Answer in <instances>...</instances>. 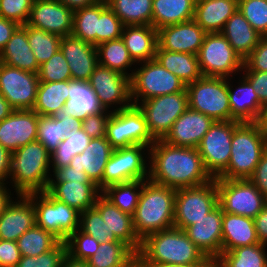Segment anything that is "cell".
<instances>
[{
	"label": "cell",
	"mask_w": 267,
	"mask_h": 267,
	"mask_svg": "<svg viewBox=\"0 0 267 267\" xmlns=\"http://www.w3.org/2000/svg\"><path fill=\"white\" fill-rule=\"evenodd\" d=\"M151 182L174 189L205 184L213 178L206 171L197 148L173 146L164 140L150 146Z\"/></svg>",
	"instance_id": "cell-1"
},
{
	"label": "cell",
	"mask_w": 267,
	"mask_h": 267,
	"mask_svg": "<svg viewBox=\"0 0 267 267\" xmlns=\"http://www.w3.org/2000/svg\"><path fill=\"white\" fill-rule=\"evenodd\" d=\"M184 230L172 227L148 235L141 243L136 263H210Z\"/></svg>",
	"instance_id": "cell-2"
},
{
	"label": "cell",
	"mask_w": 267,
	"mask_h": 267,
	"mask_svg": "<svg viewBox=\"0 0 267 267\" xmlns=\"http://www.w3.org/2000/svg\"><path fill=\"white\" fill-rule=\"evenodd\" d=\"M135 214L134 230L142 241L148 235L174 227L176 189L144 180Z\"/></svg>",
	"instance_id": "cell-3"
},
{
	"label": "cell",
	"mask_w": 267,
	"mask_h": 267,
	"mask_svg": "<svg viewBox=\"0 0 267 267\" xmlns=\"http://www.w3.org/2000/svg\"><path fill=\"white\" fill-rule=\"evenodd\" d=\"M266 149L267 134L259 124L241 122L233 132L227 169L216 179H249Z\"/></svg>",
	"instance_id": "cell-4"
},
{
	"label": "cell",
	"mask_w": 267,
	"mask_h": 267,
	"mask_svg": "<svg viewBox=\"0 0 267 267\" xmlns=\"http://www.w3.org/2000/svg\"><path fill=\"white\" fill-rule=\"evenodd\" d=\"M50 158V152L37 140L12 152L10 175L17 194L26 195L47 190Z\"/></svg>",
	"instance_id": "cell-5"
},
{
	"label": "cell",
	"mask_w": 267,
	"mask_h": 267,
	"mask_svg": "<svg viewBox=\"0 0 267 267\" xmlns=\"http://www.w3.org/2000/svg\"><path fill=\"white\" fill-rule=\"evenodd\" d=\"M227 78L202 76L186 86L189 108L214 121H232Z\"/></svg>",
	"instance_id": "cell-6"
},
{
	"label": "cell",
	"mask_w": 267,
	"mask_h": 267,
	"mask_svg": "<svg viewBox=\"0 0 267 267\" xmlns=\"http://www.w3.org/2000/svg\"><path fill=\"white\" fill-rule=\"evenodd\" d=\"M105 138L111 146L116 148L131 145H152V138L143 113L133 104H125L111 112L107 125Z\"/></svg>",
	"instance_id": "cell-7"
},
{
	"label": "cell",
	"mask_w": 267,
	"mask_h": 267,
	"mask_svg": "<svg viewBox=\"0 0 267 267\" xmlns=\"http://www.w3.org/2000/svg\"><path fill=\"white\" fill-rule=\"evenodd\" d=\"M218 205L216 178L194 187L176 189L174 227L184 230Z\"/></svg>",
	"instance_id": "cell-8"
},
{
	"label": "cell",
	"mask_w": 267,
	"mask_h": 267,
	"mask_svg": "<svg viewBox=\"0 0 267 267\" xmlns=\"http://www.w3.org/2000/svg\"><path fill=\"white\" fill-rule=\"evenodd\" d=\"M37 194L41 195L40 200L34 202L36 198L38 199ZM26 195L33 200L37 226L53 233L61 241H66L79 229L80 212L75 208L53 198L47 191L31 192Z\"/></svg>",
	"instance_id": "cell-9"
},
{
	"label": "cell",
	"mask_w": 267,
	"mask_h": 267,
	"mask_svg": "<svg viewBox=\"0 0 267 267\" xmlns=\"http://www.w3.org/2000/svg\"><path fill=\"white\" fill-rule=\"evenodd\" d=\"M136 105L143 113L152 138L164 140L169 134L173 123L189 107L186 91L157 96Z\"/></svg>",
	"instance_id": "cell-10"
},
{
	"label": "cell",
	"mask_w": 267,
	"mask_h": 267,
	"mask_svg": "<svg viewBox=\"0 0 267 267\" xmlns=\"http://www.w3.org/2000/svg\"><path fill=\"white\" fill-rule=\"evenodd\" d=\"M216 186L223 212L254 219L267 205V199L249 179H216Z\"/></svg>",
	"instance_id": "cell-11"
},
{
	"label": "cell",
	"mask_w": 267,
	"mask_h": 267,
	"mask_svg": "<svg viewBox=\"0 0 267 267\" xmlns=\"http://www.w3.org/2000/svg\"><path fill=\"white\" fill-rule=\"evenodd\" d=\"M138 71L130 74L131 98L142 101L157 96L186 91V85L173 73L165 69L156 59L145 61Z\"/></svg>",
	"instance_id": "cell-12"
},
{
	"label": "cell",
	"mask_w": 267,
	"mask_h": 267,
	"mask_svg": "<svg viewBox=\"0 0 267 267\" xmlns=\"http://www.w3.org/2000/svg\"><path fill=\"white\" fill-rule=\"evenodd\" d=\"M238 121H215L197 147L204 167L212 178H218L230 161L231 142Z\"/></svg>",
	"instance_id": "cell-13"
},
{
	"label": "cell",
	"mask_w": 267,
	"mask_h": 267,
	"mask_svg": "<svg viewBox=\"0 0 267 267\" xmlns=\"http://www.w3.org/2000/svg\"><path fill=\"white\" fill-rule=\"evenodd\" d=\"M203 76L226 78L243 69L244 61L221 33H207L197 54Z\"/></svg>",
	"instance_id": "cell-14"
},
{
	"label": "cell",
	"mask_w": 267,
	"mask_h": 267,
	"mask_svg": "<svg viewBox=\"0 0 267 267\" xmlns=\"http://www.w3.org/2000/svg\"><path fill=\"white\" fill-rule=\"evenodd\" d=\"M37 73L23 71L0 62V94L14 110H32L36 102Z\"/></svg>",
	"instance_id": "cell-15"
},
{
	"label": "cell",
	"mask_w": 267,
	"mask_h": 267,
	"mask_svg": "<svg viewBox=\"0 0 267 267\" xmlns=\"http://www.w3.org/2000/svg\"><path fill=\"white\" fill-rule=\"evenodd\" d=\"M143 145H131L113 150L105 165L102 181L97 185L102 191L107 186L134 180H145L147 173L142 156Z\"/></svg>",
	"instance_id": "cell-16"
},
{
	"label": "cell",
	"mask_w": 267,
	"mask_h": 267,
	"mask_svg": "<svg viewBox=\"0 0 267 267\" xmlns=\"http://www.w3.org/2000/svg\"><path fill=\"white\" fill-rule=\"evenodd\" d=\"M73 15L74 12L58 0H34L27 24L64 37L72 33Z\"/></svg>",
	"instance_id": "cell-17"
},
{
	"label": "cell",
	"mask_w": 267,
	"mask_h": 267,
	"mask_svg": "<svg viewBox=\"0 0 267 267\" xmlns=\"http://www.w3.org/2000/svg\"><path fill=\"white\" fill-rule=\"evenodd\" d=\"M222 221L223 210L218 204L205 217L184 229L188 238L212 260L222 253Z\"/></svg>",
	"instance_id": "cell-18"
},
{
	"label": "cell",
	"mask_w": 267,
	"mask_h": 267,
	"mask_svg": "<svg viewBox=\"0 0 267 267\" xmlns=\"http://www.w3.org/2000/svg\"><path fill=\"white\" fill-rule=\"evenodd\" d=\"M38 114L33 110H13L0 122V145L10 152L37 140Z\"/></svg>",
	"instance_id": "cell-19"
},
{
	"label": "cell",
	"mask_w": 267,
	"mask_h": 267,
	"mask_svg": "<svg viewBox=\"0 0 267 267\" xmlns=\"http://www.w3.org/2000/svg\"><path fill=\"white\" fill-rule=\"evenodd\" d=\"M94 207L108 227L107 242H124L138 253L142 241L134 230L133 216L122 212L102 194L96 199Z\"/></svg>",
	"instance_id": "cell-20"
},
{
	"label": "cell",
	"mask_w": 267,
	"mask_h": 267,
	"mask_svg": "<svg viewBox=\"0 0 267 267\" xmlns=\"http://www.w3.org/2000/svg\"><path fill=\"white\" fill-rule=\"evenodd\" d=\"M88 82L105 110L112 102L121 104L132 99L130 77L110 68L97 65Z\"/></svg>",
	"instance_id": "cell-21"
},
{
	"label": "cell",
	"mask_w": 267,
	"mask_h": 267,
	"mask_svg": "<svg viewBox=\"0 0 267 267\" xmlns=\"http://www.w3.org/2000/svg\"><path fill=\"white\" fill-rule=\"evenodd\" d=\"M206 34L194 20L168 25L158 30V45L170 52L197 55Z\"/></svg>",
	"instance_id": "cell-22"
},
{
	"label": "cell",
	"mask_w": 267,
	"mask_h": 267,
	"mask_svg": "<svg viewBox=\"0 0 267 267\" xmlns=\"http://www.w3.org/2000/svg\"><path fill=\"white\" fill-rule=\"evenodd\" d=\"M215 121L189 107L173 123L164 141L173 146L197 148Z\"/></svg>",
	"instance_id": "cell-23"
},
{
	"label": "cell",
	"mask_w": 267,
	"mask_h": 267,
	"mask_svg": "<svg viewBox=\"0 0 267 267\" xmlns=\"http://www.w3.org/2000/svg\"><path fill=\"white\" fill-rule=\"evenodd\" d=\"M60 50L68 63L72 79L89 81L98 65L96 46L70 34L62 37Z\"/></svg>",
	"instance_id": "cell-24"
},
{
	"label": "cell",
	"mask_w": 267,
	"mask_h": 267,
	"mask_svg": "<svg viewBox=\"0 0 267 267\" xmlns=\"http://www.w3.org/2000/svg\"><path fill=\"white\" fill-rule=\"evenodd\" d=\"M21 201L10 202L0 215V239L17 241L27 230L36 225V212L27 195L19 196Z\"/></svg>",
	"instance_id": "cell-25"
},
{
	"label": "cell",
	"mask_w": 267,
	"mask_h": 267,
	"mask_svg": "<svg viewBox=\"0 0 267 267\" xmlns=\"http://www.w3.org/2000/svg\"><path fill=\"white\" fill-rule=\"evenodd\" d=\"M100 190L95 183L49 180L47 192L55 199L75 208L80 213L93 208Z\"/></svg>",
	"instance_id": "cell-26"
},
{
	"label": "cell",
	"mask_w": 267,
	"mask_h": 267,
	"mask_svg": "<svg viewBox=\"0 0 267 267\" xmlns=\"http://www.w3.org/2000/svg\"><path fill=\"white\" fill-rule=\"evenodd\" d=\"M113 150L105 136L92 138L85 150L72 158L69 166L85 171L91 181L98 185L102 181L105 165Z\"/></svg>",
	"instance_id": "cell-27"
},
{
	"label": "cell",
	"mask_w": 267,
	"mask_h": 267,
	"mask_svg": "<svg viewBox=\"0 0 267 267\" xmlns=\"http://www.w3.org/2000/svg\"><path fill=\"white\" fill-rule=\"evenodd\" d=\"M81 128L82 120L69 116L63 109L53 116L38 115L37 141L52 153L72 130Z\"/></svg>",
	"instance_id": "cell-28"
},
{
	"label": "cell",
	"mask_w": 267,
	"mask_h": 267,
	"mask_svg": "<svg viewBox=\"0 0 267 267\" xmlns=\"http://www.w3.org/2000/svg\"><path fill=\"white\" fill-rule=\"evenodd\" d=\"M237 9L238 0H197L193 20L206 33H221Z\"/></svg>",
	"instance_id": "cell-29"
},
{
	"label": "cell",
	"mask_w": 267,
	"mask_h": 267,
	"mask_svg": "<svg viewBox=\"0 0 267 267\" xmlns=\"http://www.w3.org/2000/svg\"><path fill=\"white\" fill-rule=\"evenodd\" d=\"M258 243L260 241L256 233L254 219L223 212L222 252Z\"/></svg>",
	"instance_id": "cell-30"
},
{
	"label": "cell",
	"mask_w": 267,
	"mask_h": 267,
	"mask_svg": "<svg viewBox=\"0 0 267 267\" xmlns=\"http://www.w3.org/2000/svg\"><path fill=\"white\" fill-rule=\"evenodd\" d=\"M0 62L23 71L38 73L39 65L28 43L27 24L19 25L0 52Z\"/></svg>",
	"instance_id": "cell-31"
},
{
	"label": "cell",
	"mask_w": 267,
	"mask_h": 267,
	"mask_svg": "<svg viewBox=\"0 0 267 267\" xmlns=\"http://www.w3.org/2000/svg\"><path fill=\"white\" fill-rule=\"evenodd\" d=\"M221 34L243 61L251 54L262 37L239 9L226 21Z\"/></svg>",
	"instance_id": "cell-32"
},
{
	"label": "cell",
	"mask_w": 267,
	"mask_h": 267,
	"mask_svg": "<svg viewBox=\"0 0 267 267\" xmlns=\"http://www.w3.org/2000/svg\"><path fill=\"white\" fill-rule=\"evenodd\" d=\"M121 39L134 61H138V63L143 61L144 63L145 61L155 59L158 46V30L153 26H124Z\"/></svg>",
	"instance_id": "cell-33"
},
{
	"label": "cell",
	"mask_w": 267,
	"mask_h": 267,
	"mask_svg": "<svg viewBox=\"0 0 267 267\" xmlns=\"http://www.w3.org/2000/svg\"><path fill=\"white\" fill-rule=\"evenodd\" d=\"M66 114L79 120L105 111L88 81L69 80L68 100L63 107Z\"/></svg>",
	"instance_id": "cell-34"
},
{
	"label": "cell",
	"mask_w": 267,
	"mask_h": 267,
	"mask_svg": "<svg viewBox=\"0 0 267 267\" xmlns=\"http://www.w3.org/2000/svg\"><path fill=\"white\" fill-rule=\"evenodd\" d=\"M243 83L238 90L232 91L228 84V96L231 107L232 121L257 122L263 104L249 80L243 77Z\"/></svg>",
	"instance_id": "cell-35"
},
{
	"label": "cell",
	"mask_w": 267,
	"mask_h": 267,
	"mask_svg": "<svg viewBox=\"0 0 267 267\" xmlns=\"http://www.w3.org/2000/svg\"><path fill=\"white\" fill-rule=\"evenodd\" d=\"M155 59L165 69L177 76L186 86L203 76L198 57L195 54L170 52L158 45Z\"/></svg>",
	"instance_id": "cell-36"
},
{
	"label": "cell",
	"mask_w": 267,
	"mask_h": 267,
	"mask_svg": "<svg viewBox=\"0 0 267 267\" xmlns=\"http://www.w3.org/2000/svg\"><path fill=\"white\" fill-rule=\"evenodd\" d=\"M152 10V26L159 30L164 26L193 20L195 2L193 0H153Z\"/></svg>",
	"instance_id": "cell-37"
},
{
	"label": "cell",
	"mask_w": 267,
	"mask_h": 267,
	"mask_svg": "<svg viewBox=\"0 0 267 267\" xmlns=\"http://www.w3.org/2000/svg\"><path fill=\"white\" fill-rule=\"evenodd\" d=\"M137 253L124 242L100 243L86 261L89 267H137Z\"/></svg>",
	"instance_id": "cell-38"
},
{
	"label": "cell",
	"mask_w": 267,
	"mask_h": 267,
	"mask_svg": "<svg viewBox=\"0 0 267 267\" xmlns=\"http://www.w3.org/2000/svg\"><path fill=\"white\" fill-rule=\"evenodd\" d=\"M69 95V80L39 82L33 107L38 115L53 116L65 106Z\"/></svg>",
	"instance_id": "cell-39"
},
{
	"label": "cell",
	"mask_w": 267,
	"mask_h": 267,
	"mask_svg": "<svg viewBox=\"0 0 267 267\" xmlns=\"http://www.w3.org/2000/svg\"><path fill=\"white\" fill-rule=\"evenodd\" d=\"M124 26L151 25L153 0H106Z\"/></svg>",
	"instance_id": "cell-40"
},
{
	"label": "cell",
	"mask_w": 267,
	"mask_h": 267,
	"mask_svg": "<svg viewBox=\"0 0 267 267\" xmlns=\"http://www.w3.org/2000/svg\"><path fill=\"white\" fill-rule=\"evenodd\" d=\"M265 247V244L258 243L222 252L216 259V265L218 267H267Z\"/></svg>",
	"instance_id": "cell-41"
},
{
	"label": "cell",
	"mask_w": 267,
	"mask_h": 267,
	"mask_svg": "<svg viewBox=\"0 0 267 267\" xmlns=\"http://www.w3.org/2000/svg\"><path fill=\"white\" fill-rule=\"evenodd\" d=\"M107 6V1L101 0L97 4L76 10L73 15V30L71 34L86 43L96 46L99 15Z\"/></svg>",
	"instance_id": "cell-42"
},
{
	"label": "cell",
	"mask_w": 267,
	"mask_h": 267,
	"mask_svg": "<svg viewBox=\"0 0 267 267\" xmlns=\"http://www.w3.org/2000/svg\"><path fill=\"white\" fill-rule=\"evenodd\" d=\"M98 55V65L110 68L127 77H130L124 70L131 67L135 61L130 56L123 40L121 38L116 40L105 41L96 46ZM102 58H100L101 56Z\"/></svg>",
	"instance_id": "cell-43"
},
{
	"label": "cell",
	"mask_w": 267,
	"mask_h": 267,
	"mask_svg": "<svg viewBox=\"0 0 267 267\" xmlns=\"http://www.w3.org/2000/svg\"><path fill=\"white\" fill-rule=\"evenodd\" d=\"M21 256H38L56 247L61 240L53 233L35 225L17 239Z\"/></svg>",
	"instance_id": "cell-44"
},
{
	"label": "cell",
	"mask_w": 267,
	"mask_h": 267,
	"mask_svg": "<svg viewBox=\"0 0 267 267\" xmlns=\"http://www.w3.org/2000/svg\"><path fill=\"white\" fill-rule=\"evenodd\" d=\"M144 180H134L125 183H117L107 186L102 190L103 195L111 201L122 212L133 216L135 214L139 198L142 192H136L137 188L143 186Z\"/></svg>",
	"instance_id": "cell-45"
},
{
	"label": "cell",
	"mask_w": 267,
	"mask_h": 267,
	"mask_svg": "<svg viewBox=\"0 0 267 267\" xmlns=\"http://www.w3.org/2000/svg\"><path fill=\"white\" fill-rule=\"evenodd\" d=\"M90 140L91 138L82 128L76 131L72 130L50 153L51 159L54 161V170L68 166L75 155L85 150Z\"/></svg>",
	"instance_id": "cell-46"
},
{
	"label": "cell",
	"mask_w": 267,
	"mask_h": 267,
	"mask_svg": "<svg viewBox=\"0 0 267 267\" xmlns=\"http://www.w3.org/2000/svg\"><path fill=\"white\" fill-rule=\"evenodd\" d=\"M28 43L40 66L48 61L59 49L62 37L27 24Z\"/></svg>",
	"instance_id": "cell-47"
},
{
	"label": "cell",
	"mask_w": 267,
	"mask_h": 267,
	"mask_svg": "<svg viewBox=\"0 0 267 267\" xmlns=\"http://www.w3.org/2000/svg\"><path fill=\"white\" fill-rule=\"evenodd\" d=\"M238 9L262 37L267 36V0H238Z\"/></svg>",
	"instance_id": "cell-48"
},
{
	"label": "cell",
	"mask_w": 267,
	"mask_h": 267,
	"mask_svg": "<svg viewBox=\"0 0 267 267\" xmlns=\"http://www.w3.org/2000/svg\"><path fill=\"white\" fill-rule=\"evenodd\" d=\"M39 82H55L71 80V71L68 63L59 49L48 61L39 66Z\"/></svg>",
	"instance_id": "cell-49"
},
{
	"label": "cell",
	"mask_w": 267,
	"mask_h": 267,
	"mask_svg": "<svg viewBox=\"0 0 267 267\" xmlns=\"http://www.w3.org/2000/svg\"><path fill=\"white\" fill-rule=\"evenodd\" d=\"M67 255V243L61 241L47 253L38 256H22L16 267H62Z\"/></svg>",
	"instance_id": "cell-50"
},
{
	"label": "cell",
	"mask_w": 267,
	"mask_h": 267,
	"mask_svg": "<svg viewBox=\"0 0 267 267\" xmlns=\"http://www.w3.org/2000/svg\"><path fill=\"white\" fill-rule=\"evenodd\" d=\"M76 230L66 240L68 255L78 261H87L97 251L99 241L85 232Z\"/></svg>",
	"instance_id": "cell-51"
},
{
	"label": "cell",
	"mask_w": 267,
	"mask_h": 267,
	"mask_svg": "<svg viewBox=\"0 0 267 267\" xmlns=\"http://www.w3.org/2000/svg\"><path fill=\"white\" fill-rule=\"evenodd\" d=\"M124 24L107 6L99 15L98 33H96V46L100 43L121 38Z\"/></svg>",
	"instance_id": "cell-52"
},
{
	"label": "cell",
	"mask_w": 267,
	"mask_h": 267,
	"mask_svg": "<svg viewBox=\"0 0 267 267\" xmlns=\"http://www.w3.org/2000/svg\"><path fill=\"white\" fill-rule=\"evenodd\" d=\"M80 216H82V219L79 220L81 225L79 227L82 232L90 235L99 243L107 242L108 227L95 207L81 212Z\"/></svg>",
	"instance_id": "cell-53"
},
{
	"label": "cell",
	"mask_w": 267,
	"mask_h": 267,
	"mask_svg": "<svg viewBox=\"0 0 267 267\" xmlns=\"http://www.w3.org/2000/svg\"><path fill=\"white\" fill-rule=\"evenodd\" d=\"M34 0H0V17L18 25L27 24Z\"/></svg>",
	"instance_id": "cell-54"
},
{
	"label": "cell",
	"mask_w": 267,
	"mask_h": 267,
	"mask_svg": "<svg viewBox=\"0 0 267 267\" xmlns=\"http://www.w3.org/2000/svg\"><path fill=\"white\" fill-rule=\"evenodd\" d=\"M243 68L248 71H267V36L261 37L258 45L244 60Z\"/></svg>",
	"instance_id": "cell-55"
},
{
	"label": "cell",
	"mask_w": 267,
	"mask_h": 267,
	"mask_svg": "<svg viewBox=\"0 0 267 267\" xmlns=\"http://www.w3.org/2000/svg\"><path fill=\"white\" fill-rule=\"evenodd\" d=\"M105 114L104 111L88 115L82 121V129L92 138L104 137L106 135V125L109 119V115Z\"/></svg>",
	"instance_id": "cell-56"
},
{
	"label": "cell",
	"mask_w": 267,
	"mask_h": 267,
	"mask_svg": "<svg viewBox=\"0 0 267 267\" xmlns=\"http://www.w3.org/2000/svg\"><path fill=\"white\" fill-rule=\"evenodd\" d=\"M21 257L16 241L0 239V267H16Z\"/></svg>",
	"instance_id": "cell-57"
},
{
	"label": "cell",
	"mask_w": 267,
	"mask_h": 267,
	"mask_svg": "<svg viewBox=\"0 0 267 267\" xmlns=\"http://www.w3.org/2000/svg\"><path fill=\"white\" fill-rule=\"evenodd\" d=\"M249 180L267 199V149L262 153L260 161Z\"/></svg>",
	"instance_id": "cell-58"
},
{
	"label": "cell",
	"mask_w": 267,
	"mask_h": 267,
	"mask_svg": "<svg viewBox=\"0 0 267 267\" xmlns=\"http://www.w3.org/2000/svg\"><path fill=\"white\" fill-rule=\"evenodd\" d=\"M245 77L256 91L259 101L263 105L267 103V71H248Z\"/></svg>",
	"instance_id": "cell-59"
},
{
	"label": "cell",
	"mask_w": 267,
	"mask_h": 267,
	"mask_svg": "<svg viewBox=\"0 0 267 267\" xmlns=\"http://www.w3.org/2000/svg\"><path fill=\"white\" fill-rule=\"evenodd\" d=\"M54 176L57 182L63 181H79L80 183H94L87 176L85 171L74 169L72 166H66L54 170Z\"/></svg>",
	"instance_id": "cell-60"
},
{
	"label": "cell",
	"mask_w": 267,
	"mask_h": 267,
	"mask_svg": "<svg viewBox=\"0 0 267 267\" xmlns=\"http://www.w3.org/2000/svg\"><path fill=\"white\" fill-rule=\"evenodd\" d=\"M18 26L16 22L0 17V52Z\"/></svg>",
	"instance_id": "cell-61"
},
{
	"label": "cell",
	"mask_w": 267,
	"mask_h": 267,
	"mask_svg": "<svg viewBox=\"0 0 267 267\" xmlns=\"http://www.w3.org/2000/svg\"><path fill=\"white\" fill-rule=\"evenodd\" d=\"M255 229L260 243L267 245V205L254 218Z\"/></svg>",
	"instance_id": "cell-62"
},
{
	"label": "cell",
	"mask_w": 267,
	"mask_h": 267,
	"mask_svg": "<svg viewBox=\"0 0 267 267\" xmlns=\"http://www.w3.org/2000/svg\"><path fill=\"white\" fill-rule=\"evenodd\" d=\"M12 152L0 145V183L10 176L11 172ZM4 180V181H3Z\"/></svg>",
	"instance_id": "cell-63"
},
{
	"label": "cell",
	"mask_w": 267,
	"mask_h": 267,
	"mask_svg": "<svg viewBox=\"0 0 267 267\" xmlns=\"http://www.w3.org/2000/svg\"><path fill=\"white\" fill-rule=\"evenodd\" d=\"M137 267H216V260L210 263L171 264V263H136Z\"/></svg>",
	"instance_id": "cell-64"
},
{
	"label": "cell",
	"mask_w": 267,
	"mask_h": 267,
	"mask_svg": "<svg viewBox=\"0 0 267 267\" xmlns=\"http://www.w3.org/2000/svg\"><path fill=\"white\" fill-rule=\"evenodd\" d=\"M60 3L64 4L66 7L71 9L73 12L84 7L92 6L97 4L101 0H58Z\"/></svg>",
	"instance_id": "cell-65"
},
{
	"label": "cell",
	"mask_w": 267,
	"mask_h": 267,
	"mask_svg": "<svg viewBox=\"0 0 267 267\" xmlns=\"http://www.w3.org/2000/svg\"><path fill=\"white\" fill-rule=\"evenodd\" d=\"M13 110L9 102L0 94V122L7 118Z\"/></svg>",
	"instance_id": "cell-66"
},
{
	"label": "cell",
	"mask_w": 267,
	"mask_h": 267,
	"mask_svg": "<svg viewBox=\"0 0 267 267\" xmlns=\"http://www.w3.org/2000/svg\"><path fill=\"white\" fill-rule=\"evenodd\" d=\"M4 183H0V215L3 213L4 209L11 202L10 196L7 193L6 187H4Z\"/></svg>",
	"instance_id": "cell-67"
},
{
	"label": "cell",
	"mask_w": 267,
	"mask_h": 267,
	"mask_svg": "<svg viewBox=\"0 0 267 267\" xmlns=\"http://www.w3.org/2000/svg\"><path fill=\"white\" fill-rule=\"evenodd\" d=\"M62 267H89L86 261L72 259L69 255L64 259Z\"/></svg>",
	"instance_id": "cell-68"
},
{
	"label": "cell",
	"mask_w": 267,
	"mask_h": 267,
	"mask_svg": "<svg viewBox=\"0 0 267 267\" xmlns=\"http://www.w3.org/2000/svg\"><path fill=\"white\" fill-rule=\"evenodd\" d=\"M259 126L263 129V131L267 134V103H265L262 107V111L260 117L257 120Z\"/></svg>",
	"instance_id": "cell-69"
}]
</instances>
